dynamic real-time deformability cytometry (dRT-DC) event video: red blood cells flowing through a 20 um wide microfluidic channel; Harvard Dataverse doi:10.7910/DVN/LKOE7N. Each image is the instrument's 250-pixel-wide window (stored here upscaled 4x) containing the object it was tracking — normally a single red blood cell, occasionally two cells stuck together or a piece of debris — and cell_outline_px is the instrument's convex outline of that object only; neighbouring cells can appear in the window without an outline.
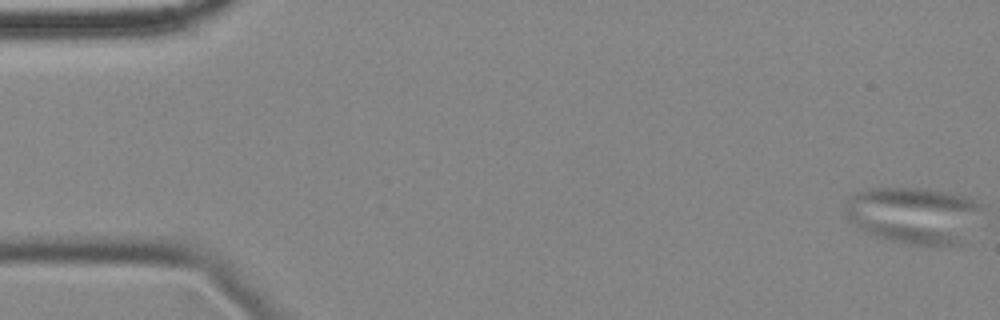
{"species": "common noctule bat (a hibernating species)", "species_latin": "Nyctalus noctula", "temperature_condition": "cold", "stored_images_in_passage": 59, "camera_frame_rate_fps": 3000, "um_per_image_px": 0.085, "animal": {"sex": "female", "body_mass_g": 18.4}, "frame": {"image": 1, "passage_image": 1, "time_ms": 0.0, "image_size_px": [1000, 320], "cell_outline_px": [[980, 208], [960, 244], [908, 244], [876, 236], [860, 228], [844, 216], [852, 196], [856, 192], [876, 188], [920, 188], [948, 192], [964, 196], [980, 204]], "centroid_in_image_um": [77.61, 18.27], "position_along_channel_um": 7.4, "area_um2": 43.58}}
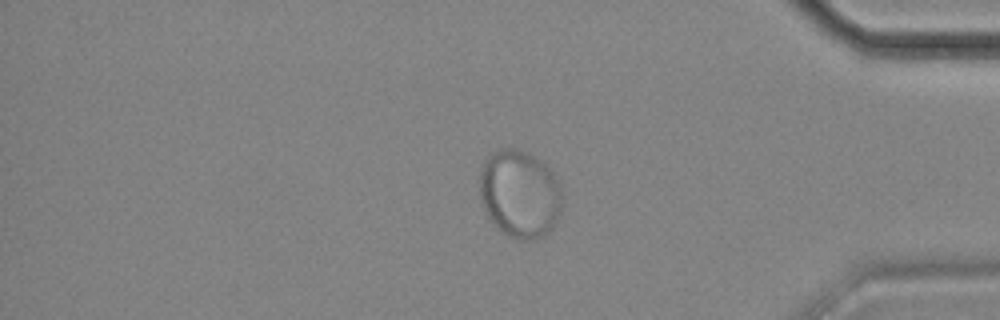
{"frame": {"image": 2, "passage_image": 49, "time_ms": 16.0, "image_size_px": [1000, 320], "cell_outline_px": [[564, 200], [560, 216], [552, 228], [548, 232], [540, 236], [528, 240], [520, 240], [508, 236], [496, 228], [488, 216], [480, 200], [480, 172], [484, 164], [492, 152], [500, 148], [516, 148], [528, 152], [536, 156], [556, 176]], "centroid_in_image_um": [44.2, 16.48], "position_along_channel_um": 391.0, "area_um2": 42.6}}